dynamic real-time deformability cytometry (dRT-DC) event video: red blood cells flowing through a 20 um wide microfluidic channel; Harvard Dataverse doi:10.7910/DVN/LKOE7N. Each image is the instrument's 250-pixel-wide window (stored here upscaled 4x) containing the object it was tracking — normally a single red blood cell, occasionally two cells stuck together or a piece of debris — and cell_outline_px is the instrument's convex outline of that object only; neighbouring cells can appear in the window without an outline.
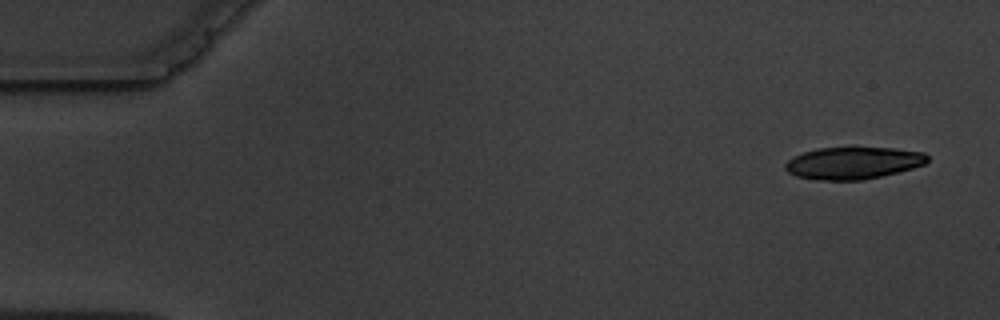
{"species": "common noctule bat (a hibernating species)", "species_latin": "Nyctalus noctula", "temperature_condition": "warm", "stored_images_in_passage": 6, "camera_frame_rate_fps": 3000, "um_per_image_px": 0.085, "animal": {"sex": "male", "body_mass_g": 19.5, "forearm_length_mm": 54.6}, "frame": {"image": 1, "passage_image": 1, "time_ms": 0.0, "image_size_px": [1000, 320], "cell_outline_px": [[928, 160], [924, 164], [912, 168], [880, 176], [860, 180], [816, 180], [796, 176], [788, 172], [784, 168], [784, 164], [792, 156], [804, 152], [820, 148], [896, 148], [924, 152], [928, 156]], "centroid_in_image_um": [72.49, 13.85], "position_along_channel_um": 12.5, "area_um2": 26.47}}